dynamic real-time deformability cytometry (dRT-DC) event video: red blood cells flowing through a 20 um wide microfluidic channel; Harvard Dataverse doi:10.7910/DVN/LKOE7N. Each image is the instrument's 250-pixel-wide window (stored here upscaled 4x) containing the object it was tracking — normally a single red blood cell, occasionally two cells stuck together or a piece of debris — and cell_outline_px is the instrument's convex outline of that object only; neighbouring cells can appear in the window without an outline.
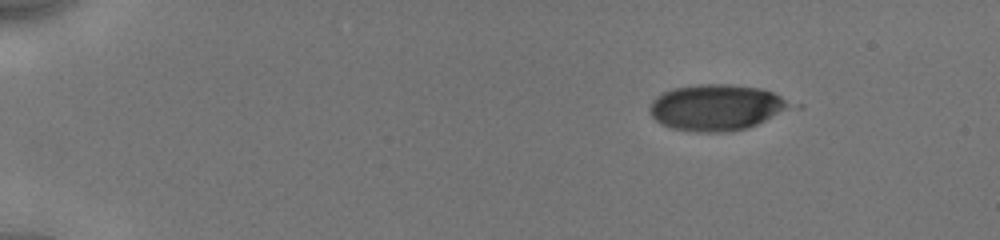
{"species": "human", "species_latin": "Homo sapiens", "temperature_condition": "cold", "stored_images_in_passage": 26, "camera_frame_rate_fps": 3000, "um_per_image_px": 0.085, "donor": {"sex": "male"}, "frame": {"image": 1, "passage_image": 1, "time_ms": 0.0, "image_size_px": [1000, 240], "cell_outline_px": [[804, 104], [800, 108], [748, 128], [732, 132], [696, 132], [672, 128], [660, 124], [652, 116], [648, 108], [652, 100], [656, 96], [672, 88], [700, 84], [732, 84], [764, 88]], "centroid_in_image_um": [61.1, 9.13], "position_along_channel_um": 23.9, "area_um2": 39.48}}
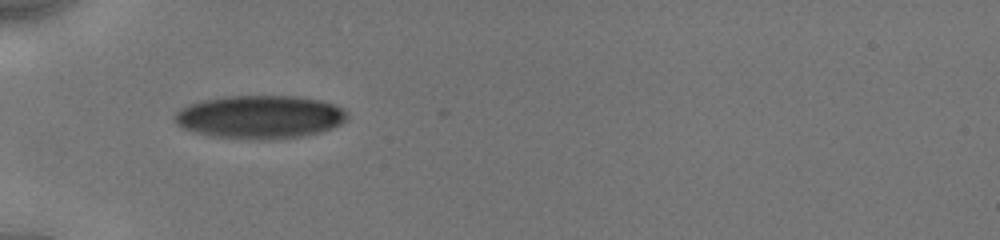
{"frame": {"image": 2, "passage_image": 25, "time_ms": 3.667, "image_size_px": [1000, 240], "cell_outline_px": [[348, 116], [340, 124], [332, 128], [308, 136], [268, 140], [208, 136], [184, 128], [176, 124], [176, 112], [180, 108], [188, 104], [200, 100], [224, 96], [296, 96], [320, 100], [332, 104], [348, 112]], "centroid_in_image_um": [22.09, 9.94], "position_along_channel_um": 62.9, "area_um2": 43.58}}